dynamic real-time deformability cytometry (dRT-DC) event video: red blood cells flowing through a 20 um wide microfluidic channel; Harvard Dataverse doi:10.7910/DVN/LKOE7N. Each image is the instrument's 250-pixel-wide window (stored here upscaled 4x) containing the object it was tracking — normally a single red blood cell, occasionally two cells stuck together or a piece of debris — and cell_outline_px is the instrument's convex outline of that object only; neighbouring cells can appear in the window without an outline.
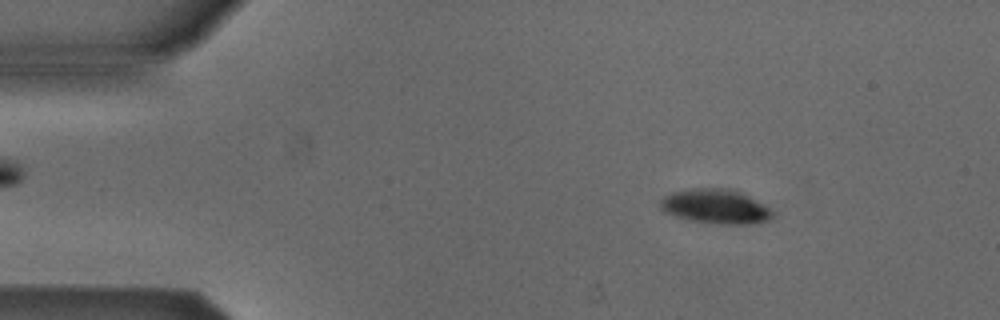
{"species": "Egyptian fruit bat (a non-hibernating species)", "species_latin": "Rousettus aegyptiacus", "temperature_condition": "cold", "stored_images_in_passage": 48, "camera_frame_rate_fps": 3000, "um_per_image_px": 0.085, "animal": {"sex": "male"}, "frame": {"image": 1, "passage_image": 3, "time_ms": 0.667, "image_size_px": [1000, 320], "cell_outline_px": [[776, 212], [768, 220], [752, 224], [724, 224], [692, 220], [676, 216], [664, 212], [660, 208], [660, 200], [664, 196], [672, 192], [692, 188], [732, 188], [748, 196]], "centroid_in_image_um": [60.82, 17.54], "position_along_channel_um": 24.2, "area_um2": 22.43}}
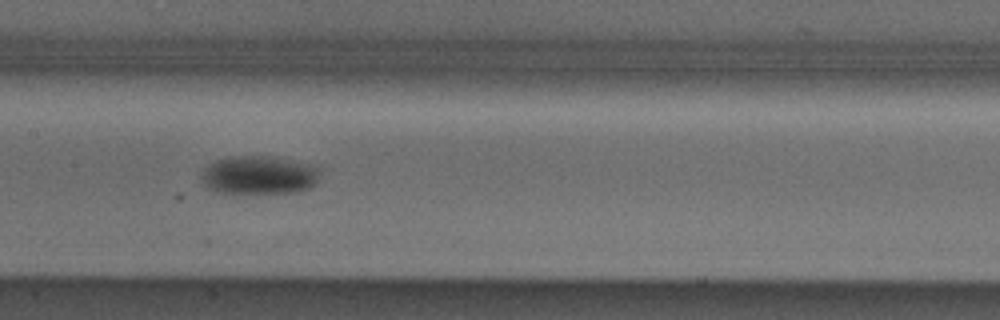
{"frame": {"image": 2, "passage_image": 21, "time_ms": 6.667, "image_size_px": [1000, 320], "cell_outline_px": [[320, 172], [316, 184], [312, 188], [296, 192], [216, 192], [204, 188], [200, 184], [200, 176], [204, 168], [208, 164], [216, 160], [236, 156], [268, 156], [316, 164], [320, 168]], "centroid_in_image_um": [22.02, 14.88], "position_along_channel_um": 185.4, "area_um2": 26.99}}
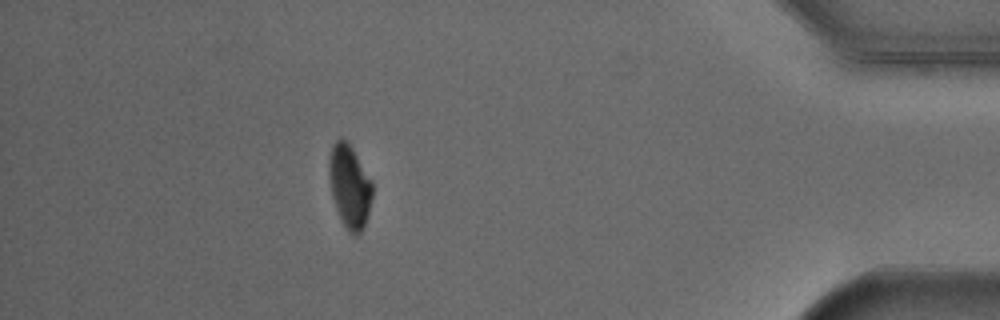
{"frame": {"image": 3, "passage_image": 42, "time_ms": 13.667, "image_size_px": [1000, 320], "cell_outline_px": [[372, 196], [364, 228], [356, 236], [348, 232], [340, 220], [332, 196], [328, 176], [328, 160], [332, 144], [340, 136], [348, 140], [372, 180]], "centroid_in_image_um": [29.69, 15.8], "position_along_channel_um": 405.5, "area_um2": 21.44}, "authors_computed_cell_mechanics": {"area_um2": 23.7558, "velocity_mm_per_s": 3.8844, "shape_relaxation_time_tau1_ms": 3.2072, "shape_relaxation_time_tau2_ms": null, "deformation_change_tau1": 0.0768, "deformation_change_tau2": null}}